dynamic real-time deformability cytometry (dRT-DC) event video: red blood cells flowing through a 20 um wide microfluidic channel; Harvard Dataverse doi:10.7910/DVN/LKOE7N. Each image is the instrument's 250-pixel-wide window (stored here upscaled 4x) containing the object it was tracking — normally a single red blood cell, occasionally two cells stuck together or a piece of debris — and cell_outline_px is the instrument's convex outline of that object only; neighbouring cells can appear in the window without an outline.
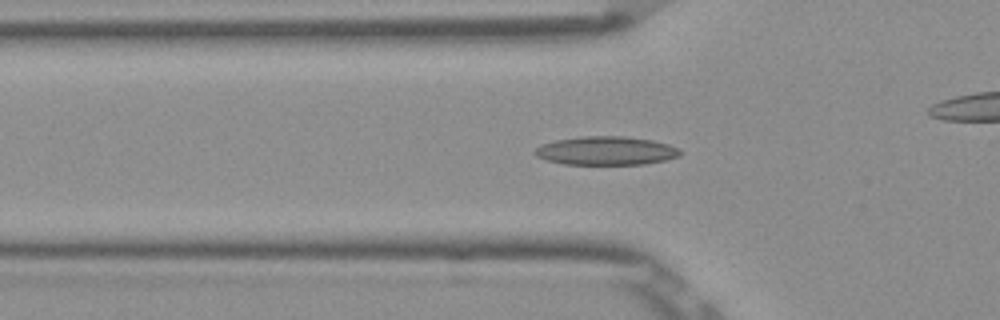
{"species": "Egyptian fruit bat (a non-hibernating species)", "species_latin": "Rousettus aegyptiacus", "temperature_condition": "room temperature", "stored_images_in_passage": 53, "camera_frame_rate_fps": 3000, "um_per_image_px": 0.085, "frame": {"image": 1, "passage_image": 17, "time_ms": 5.333, "image_size_px": [1000, 320], "cell_outline_px": [[680, 156], [664, 160], [644, 164], [564, 164], [548, 160], [536, 156], [532, 152], [540, 144], [556, 140], [580, 136], [624, 136], [652, 140], [668, 144], [676, 148], [680, 152]], "centroid_in_image_um": [51.47, 12.81], "position_along_channel_um": 74.3, "area_um2": 24.1}}
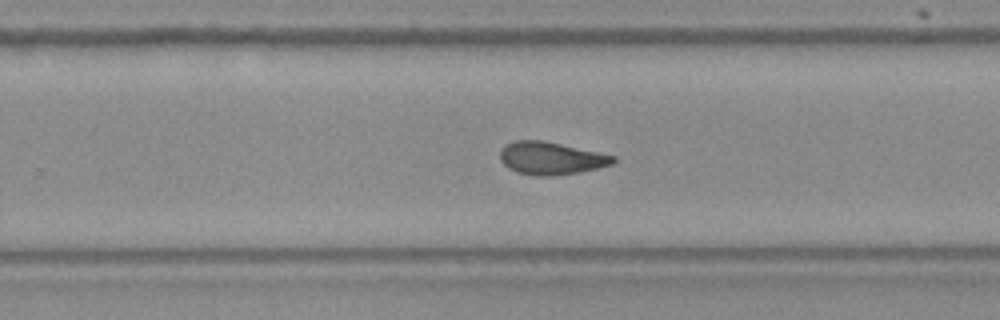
{"frame": {"image": 2, "passage_image": 33, "time_ms": 10.667, "image_size_px": [1000, 320], "cell_outline_px": [[616, 160], [612, 164], [596, 168], [576, 172], [548, 176], [536, 176], [516, 172], [508, 168], [500, 160], [500, 148], [504, 144], [516, 140], [540, 140], [560, 144], [616, 156]], "centroid_in_image_um": [46.77, 13.44], "position_along_channel_um": 283.0, "area_um2": 21.33}}
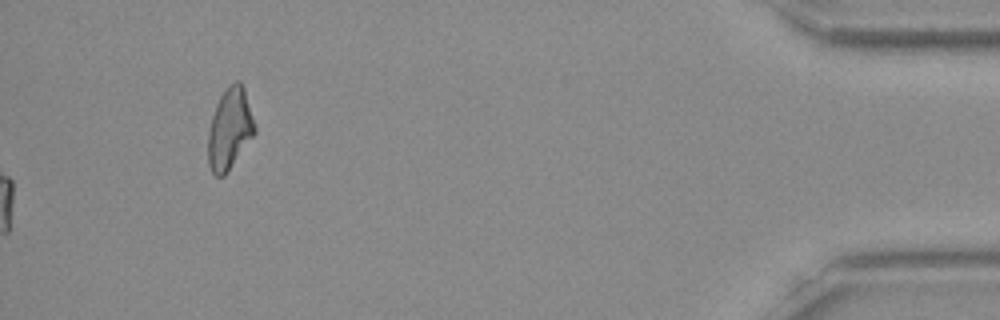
{"frame": {"image": 3, "passage_image": 53, "time_ms": 17.333, "image_size_px": [1000, 320], "cell_outline_px": [[256, 132], [228, 172], [224, 176], [216, 176], [212, 172], [208, 164], [208, 132], [212, 116], [216, 104], [220, 96], [236, 80], [240, 80], [244, 88], [256, 124]], "centroid_in_image_um": [19.54, 10.98], "position_along_channel_um": 415.7, "area_um2": 22.08}, "authors_computed_cell_mechanics": {"area_um2": 21.6172, "velocity_mm_per_s": 3.8969, "shape_relaxation_time_tau1_ms": null, "shape_relaxation_time_tau2_ms": 3.852, "deformation_change_tau1": null, "deformation_change_tau2": 0.1043}}